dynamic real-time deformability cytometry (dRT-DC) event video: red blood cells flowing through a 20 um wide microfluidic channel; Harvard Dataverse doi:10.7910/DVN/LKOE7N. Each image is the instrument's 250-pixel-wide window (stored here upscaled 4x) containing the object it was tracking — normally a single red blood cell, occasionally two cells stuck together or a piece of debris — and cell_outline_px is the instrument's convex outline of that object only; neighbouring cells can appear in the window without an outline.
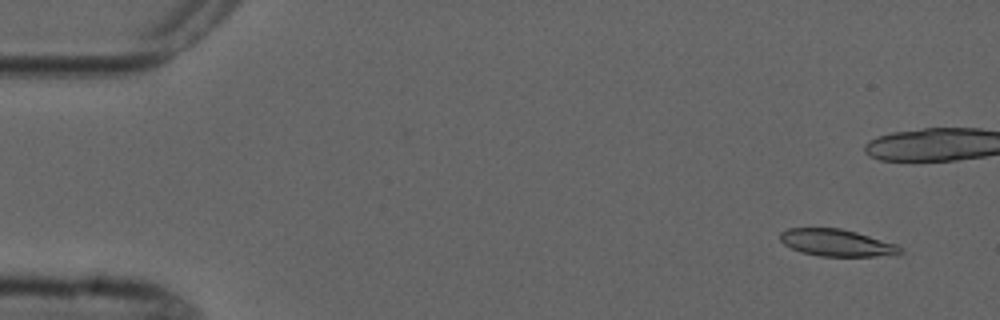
{"species": "common noctule bat (a hibernating species)", "species_latin": "Nyctalus noctula", "temperature_condition": "cold", "stored_images_in_passage": 7, "camera_frame_rate_fps": 3000, "um_per_image_px": 0.085, "animal": {"sex": "male", "forearm_length_mm": 52.5}, "frame": {"image": 1, "passage_image": 1, "time_ms": 0.0, "image_size_px": [1000, 320], "cell_outline_px": [[904, 252], [896, 256], [820, 256], [800, 252], [784, 244], [780, 240], [780, 232], [788, 228], [840, 228], [856, 232], [896, 244], [904, 248]], "centroid_in_image_um": [71.17, 20.65], "position_along_channel_um": 13.8, "area_um2": 19.07}}